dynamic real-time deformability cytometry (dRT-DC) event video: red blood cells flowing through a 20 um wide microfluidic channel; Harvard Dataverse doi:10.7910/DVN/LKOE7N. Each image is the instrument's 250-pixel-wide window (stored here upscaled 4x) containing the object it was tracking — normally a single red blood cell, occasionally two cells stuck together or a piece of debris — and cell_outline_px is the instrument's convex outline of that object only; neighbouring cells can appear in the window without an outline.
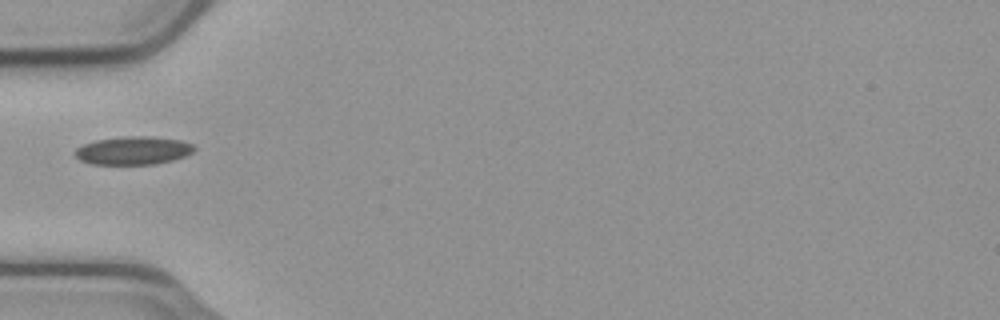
{"species": "common noctule bat (a hibernating species)", "species_latin": "Nyctalus noctula", "temperature_condition": "cold", "stored_images_in_passage": 34, "camera_frame_rate_fps": 3000, "um_per_image_px": 0.085, "animal": {"sex": "male", "body_mass_g": 23.1, "forearm_length_mm": 52.7}, "frame": {"image": 1, "passage_image": 1, "time_ms": 0.0, "image_size_px": [1000, 320], "cell_outline_px": [[196, 148], [192, 152], [184, 156], [172, 160], [156, 164], [92, 164], [80, 160], [76, 156], [76, 148], [84, 144], [96, 140], [120, 136], [152, 136], [180, 140], [192, 144]], "centroid_in_image_um": [11.33, 12.78], "position_along_channel_um": 73.7, "area_um2": 19.54}}
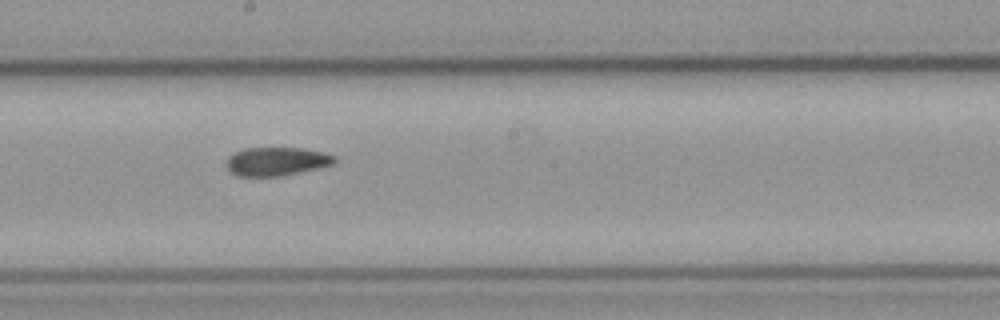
{"frame": {"image": 2, "passage_image": 13, "time_ms": 4.0, "image_size_px": [1000, 320], "cell_outline_px": [[336, 160], [332, 164], [284, 176], [236, 176], [228, 172], [224, 164], [228, 156], [244, 148], [300, 148], [324, 152], [336, 156]], "centroid_in_image_um": [23.44, 13.73], "position_along_channel_um": 224.8, "area_um2": 18.15}}
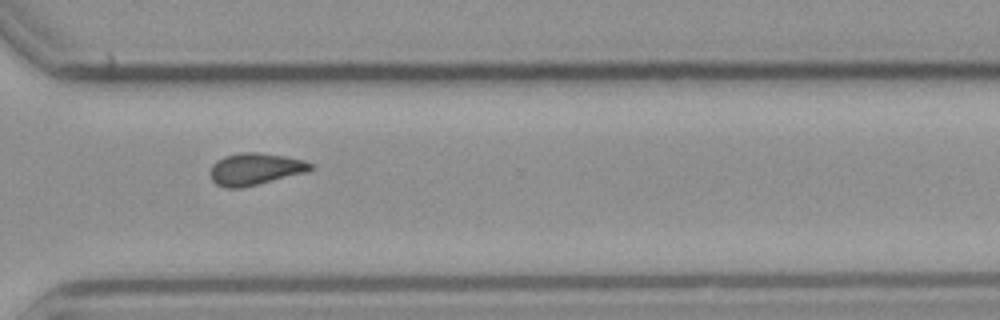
{"frame": {"image": 3, "passage_image": 23, "time_ms": 7.333, "image_size_px": [1000, 320], "cell_outline_px": [[316, 168], [304, 172], [240, 188], [228, 188], [216, 184], [208, 176], [208, 172], [212, 164], [216, 160], [224, 156], [240, 152], [256, 152], [284, 156], [304, 160], [312, 164]], "centroid_in_image_um": [21.62, 14.35], "position_along_channel_um": 349.0, "area_um2": 18.61}}